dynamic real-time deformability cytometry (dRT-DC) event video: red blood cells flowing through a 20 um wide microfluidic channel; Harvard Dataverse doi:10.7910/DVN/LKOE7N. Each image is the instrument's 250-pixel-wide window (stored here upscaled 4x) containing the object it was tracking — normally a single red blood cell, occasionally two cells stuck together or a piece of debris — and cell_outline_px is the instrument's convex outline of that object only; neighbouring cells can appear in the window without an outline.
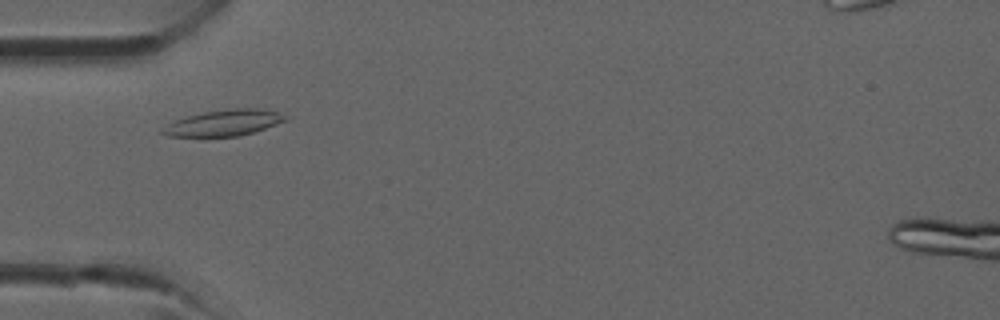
{"species": "common noctule bat (a hibernating species)", "species_latin": "Nyctalus noctula", "temperature_condition": "room temperature", "stored_images_in_passage": 33, "camera_frame_rate_fps": 3000, "um_per_image_px": 0.085, "animal": {"sex": "male", "forearm_length_mm": 52.5}, "frame": {"image": 1, "passage_image": 5, "time_ms": 1.333, "image_size_px": [1000, 320], "cell_outline_px": [[288, 120], [240, 136], [168, 136], [160, 132], [160, 128], [172, 120], [204, 112], [236, 108], [260, 108], [276, 112], [288, 116]], "centroid_in_image_um": [18.99, 10.44], "position_along_channel_um": 66.0, "area_um2": 18.55}}
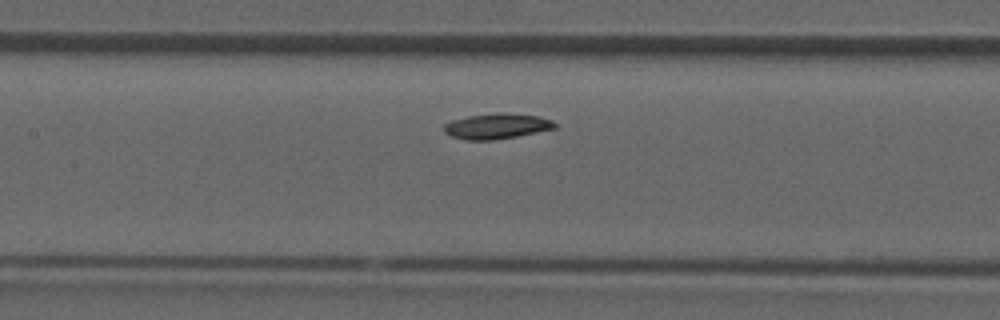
{"frame": {"image": 2, "passage_image": 11, "time_ms": 3.333, "image_size_px": [1000, 320], "cell_outline_px": [[556, 128], [516, 136], [492, 140], [464, 140], [452, 136], [444, 132], [444, 124], [452, 120], [468, 116], [496, 112], [508, 112], [540, 116], [552, 120], [556, 124]], "centroid_in_image_um": [42.22, 10.71], "position_along_channel_um": 165.2, "area_um2": 16.53}}
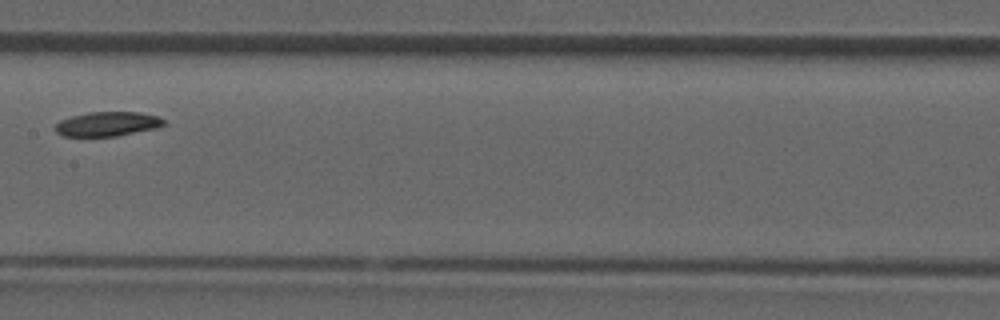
{"frame": {"image": 3, "passage_image": 13, "time_ms": 4.0, "image_size_px": [1000, 320], "cell_outline_px": [[164, 124], [156, 128], [116, 136], [64, 136], [56, 132], [56, 124], [60, 120], [72, 116], [88, 112], [136, 112], [156, 116], [164, 120]], "centroid_in_image_um": [9.1, 10.54], "position_along_channel_um": 198.3, "area_um2": 15.2}}